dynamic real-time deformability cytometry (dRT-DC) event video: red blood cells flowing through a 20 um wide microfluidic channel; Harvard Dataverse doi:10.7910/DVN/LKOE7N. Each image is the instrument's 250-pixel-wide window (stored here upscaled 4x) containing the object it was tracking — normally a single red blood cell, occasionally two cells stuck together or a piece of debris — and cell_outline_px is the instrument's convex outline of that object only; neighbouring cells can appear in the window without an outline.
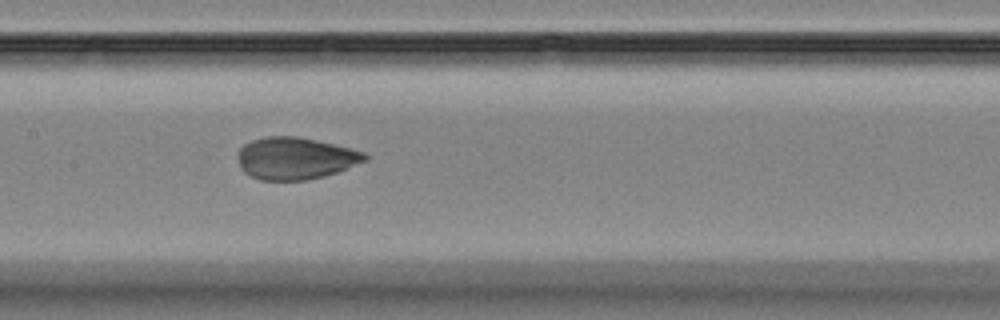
{"species": "Egyptian fruit bat (a non-hibernating species)", "species_latin": "Rousettus aegyptiacus", "temperature_condition": "room temperature", "stored_images_in_passage": 6, "camera_frame_rate_fps": 3000, "um_per_image_px": 0.085, "animal": {"sex": "female"}, "frame": {"image": 1, "passage_image": 5, "time_ms": 4.333, "image_size_px": [1000, 320], "cell_outline_px": [[368, 160], [336, 172], [324, 176], [308, 180], [260, 180], [244, 172], [240, 168], [236, 156], [236, 152], [244, 144], [252, 140], [268, 136], [296, 136], [316, 140], [364, 152], [368, 156]], "centroid_in_image_um": [25.06, 13.46], "position_along_channel_um": 182.3, "area_um2": 31.15}}
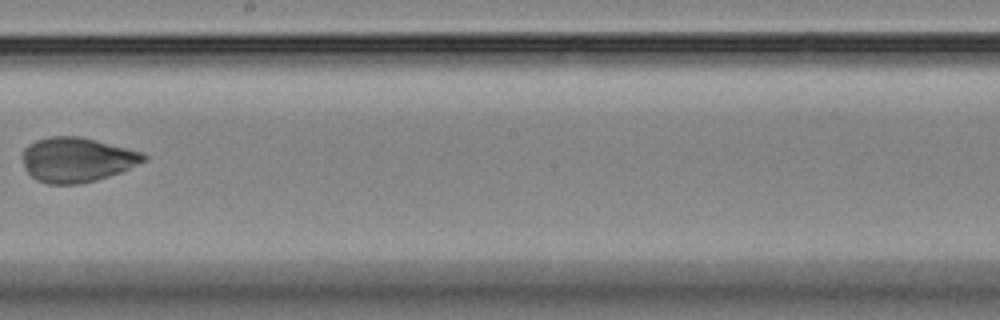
{"frame": {"image": 2, "passage_image": 6, "time_ms": 6.0, "image_size_px": [1000, 320], "cell_outline_px": [[148, 160], [120, 172], [96, 180], [80, 184], [48, 184], [36, 180], [24, 168], [24, 148], [28, 144], [36, 140], [48, 136], [80, 136], [144, 152], [148, 156]], "centroid_in_image_um": [6.56, 13.57], "position_along_channel_um": 241.6, "area_um2": 31.67}}